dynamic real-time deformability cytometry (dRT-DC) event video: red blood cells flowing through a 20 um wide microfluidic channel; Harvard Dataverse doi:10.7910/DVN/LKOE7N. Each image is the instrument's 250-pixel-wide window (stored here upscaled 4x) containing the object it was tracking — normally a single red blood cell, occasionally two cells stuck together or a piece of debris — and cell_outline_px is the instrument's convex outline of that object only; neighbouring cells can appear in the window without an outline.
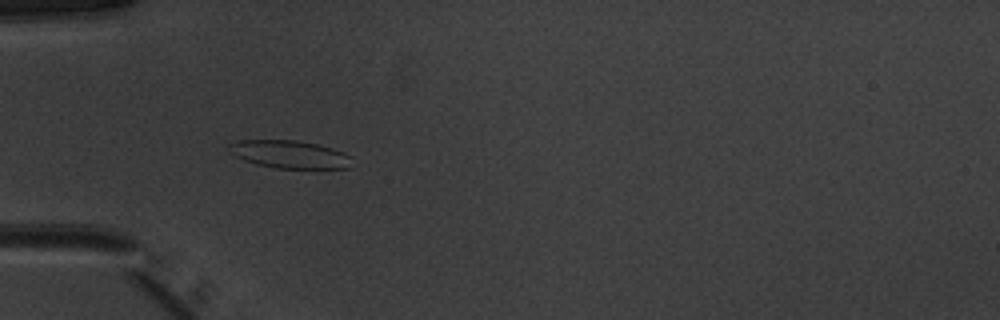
{"species": "common noctule bat (a hibernating species)", "species_latin": "Nyctalus noctula", "temperature_condition": "warm", "stored_images_in_passage": 51, "camera_frame_rate_fps": 3000, "um_per_image_px": 0.085, "animal": {"sex": "male", "body_mass_g": 20.1, "forearm_length_mm": 53.5}, "frame": {"image": 1, "passage_image": 16, "time_ms": 5.0, "image_size_px": [1000, 320], "cell_outline_px": [[352, 156], [348, 168], [276, 168], [256, 164], [244, 160], [228, 152], [228, 144], [236, 140], [296, 140], [316, 144], [332, 148], [344, 152]], "centroid_in_image_um": [24.58, 13.11], "position_along_channel_um": 60.4, "area_um2": 19.94}}
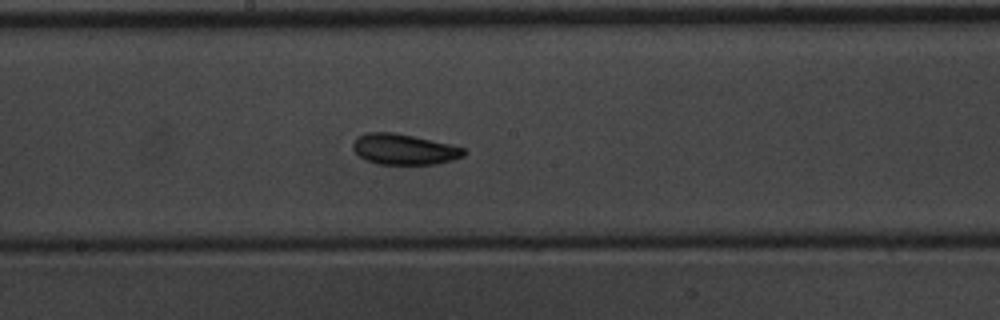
{"frame": {"image": 2, "passage_image": 28, "time_ms": 9.0, "image_size_px": [1000, 320], "cell_outline_px": [[464, 156], [452, 160], [436, 164], [376, 164], [364, 160], [352, 148], [352, 144], [356, 136], [368, 132], [392, 132], [412, 136], [448, 144], [464, 148]], "centroid_in_image_um": [34.28, 12.69], "position_along_channel_um": 213.9, "area_um2": 19.71}}
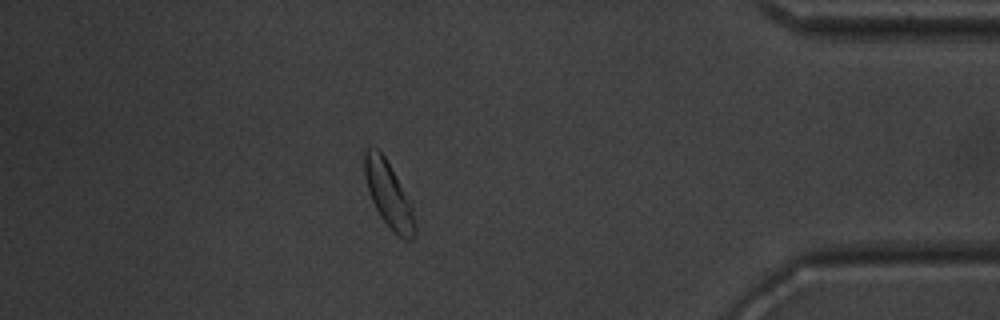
{"frame": {"image": 3, "passage_image": 45, "time_ms": 14.667, "image_size_px": [1000, 320], "cell_outline_px": [[416, 236], [412, 240], [404, 240], [380, 216], [372, 200], [364, 176], [364, 152], [368, 148], [376, 148], [384, 156], [412, 204], [416, 228]], "centroid_in_image_um": [33.05, 16.56], "position_along_channel_um": 402.1, "area_um2": 18.84}, "authors_computed_cell_mechanics": {"area_um2": 20.1722, "velocity_mm_per_s": 3.9507, "shape_relaxation_time_tau1_ms": 4.3795, "shape_relaxation_time_tau2_ms": 2.7612, "deformation_change_tau1": 0.1002, "deformation_change_tau2": 0.0798}}